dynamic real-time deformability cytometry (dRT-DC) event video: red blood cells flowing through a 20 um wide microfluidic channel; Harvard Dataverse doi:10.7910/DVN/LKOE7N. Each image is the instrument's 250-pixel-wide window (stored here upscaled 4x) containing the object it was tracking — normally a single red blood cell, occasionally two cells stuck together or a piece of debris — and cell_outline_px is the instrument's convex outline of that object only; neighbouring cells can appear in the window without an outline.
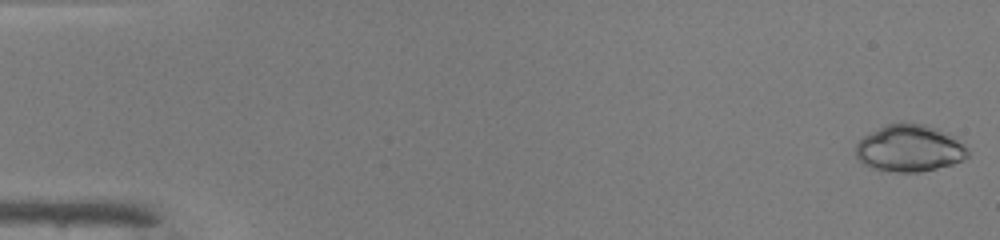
{"species": "common noctule bat (a hibernating species)", "species_latin": "Nyctalus noctula", "temperature_condition": "warm", "stored_images_in_passage": 49, "camera_frame_rate_fps": 3000, "um_per_image_px": 0.085, "animal": {"sex": "male", "body_mass_g": 19.0, "forearm_length_mm": 50.8}, "frame": {"image": 1, "passage_image": 1, "time_ms": 0.0, "image_size_px": [1000, 240], "cell_outline_px": [[968, 156], [952, 164], [920, 172], [896, 172], [876, 168], [864, 164], [856, 156], [856, 144], [864, 136], [888, 124], [924, 124], [948, 132], [956, 136], [968, 148]], "centroid_in_image_um": [77.35, 12.61], "position_along_channel_um": 7.6, "area_um2": 30.23}}
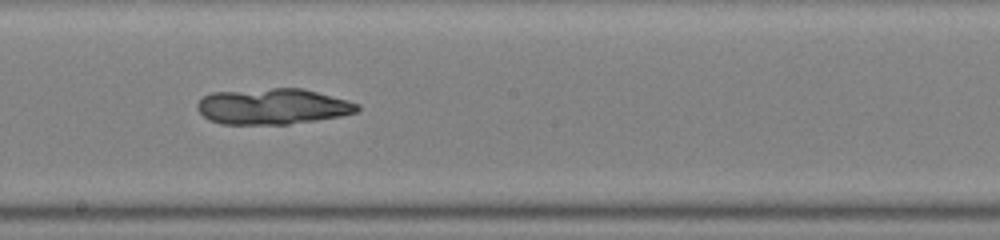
{"frame": {"image": 2, "passage_image": 28, "time_ms": 9.0, "image_size_px": [1000, 240], "cell_outline_px": [[360, 108], [356, 112], [340, 116], [288, 124], [220, 124], [208, 120], [196, 108], [196, 104], [204, 96], [212, 92], [272, 88], [300, 88], [348, 100], [360, 104]], "centroid_in_image_um": [23.15, 9.05], "position_along_channel_um": 225.1, "area_um2": 33.35}}
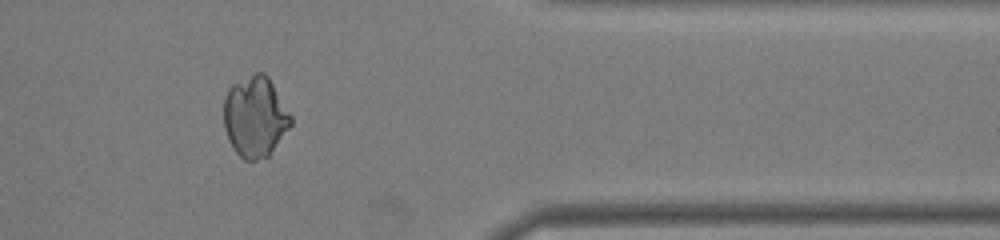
{"frame": {"image": 3, "passage_image": 41, "time_ms": 13.333, "image_size_px": [1000, 240], "cell_outline_px": [[292, 124], [268, 156], [256, 160], [244, 160], [232, 148], [228, 140], [224, 128], [224, 96], [228, 88], [232, 84], [256, 72], [264, 72], [268, 76], [292, 116]], "centroid_in_image_um": [21.67, 9.92], "position_along_channel_um": 389.7, "area_um2": 31.62}}